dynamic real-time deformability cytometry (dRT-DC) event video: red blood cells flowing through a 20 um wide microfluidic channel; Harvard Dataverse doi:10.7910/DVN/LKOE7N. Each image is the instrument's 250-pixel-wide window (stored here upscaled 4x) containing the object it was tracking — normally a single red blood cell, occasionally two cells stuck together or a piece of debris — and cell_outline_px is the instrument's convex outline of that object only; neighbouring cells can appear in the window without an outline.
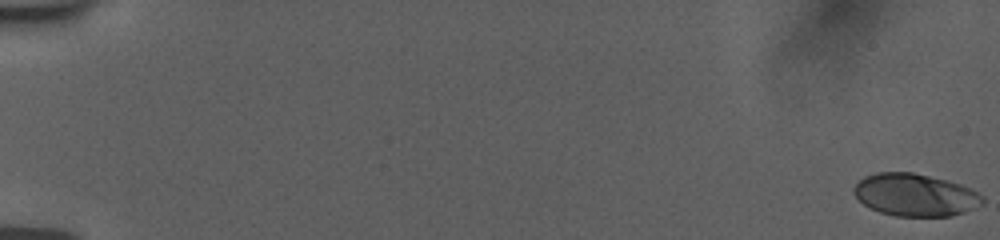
{"species": "human", "species_latin": "Homo sapiens", "temperature_condition": "room temperature", "stored_images_in_passage": 36, "camera_frame_rate_fps": 3000, "um_per_image_px": 0.085, "donor": {"sex": "female"}, "frame": {"image": 1, "passage_image": 1, "time_ms": 0.0, "image_size_px": [1000, 240], "cell_outline_px": [[984, 204], [964, 212], [952, 216], [896, 216], [880, 212], [864, 204], [852, 192], [852, 188], [864, 176], [876, 172], [912, 172], [948, 180], [972, 188], [984, 196]], "centroid_in_image_um": [77.82, 16.56], "position_along_channel_um": 7.2, "area_um2": 32.02}}
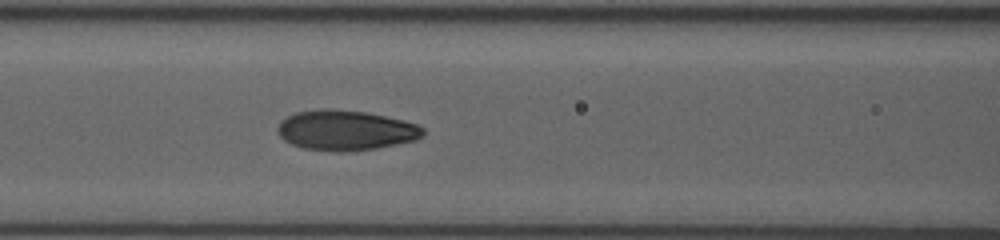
{"frame": {"image": 2, "passage_image": 31, "time_ms": 8.667, "image_size_px": [1000, 240], "cell_outline_px": [[424, 136], [416, 140], [376, 148], [348, 152], [332, 152], [304, 148], [292, 144], [284, 140], [280, 136], [276, 128], [280, 120], [296, 112], [324, 108], [328, 108], [364, 112], [404, 120], [416, 124], [424, 128]], "centroid_in_image_um": [29.37, 11.08], "position_along_channel_um": 137.2, "area_um2": 34.16}}
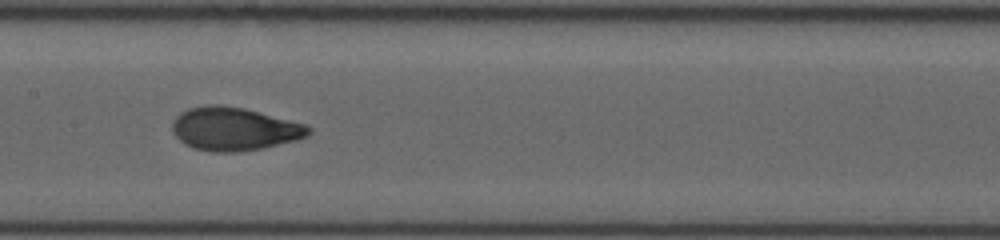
{"frame": {"image": 3, "passage_image": 35, "time_ms": 10.0, "image_size_px": [1000, 240], "cell_outline_px": [[312, 132], [308, 136], [296, 140], [264, 148], [240, 152], [212, 152], [192, 148], [184, 144], [172, 132], [172, 120], [180, 112], [188, 108], [204, 104], [220, 104], [244, 108], [308, 124], [312, 128]], "centroid_in_image_um": [19.91, 10.95], "position_along_channel_um": 187.5, "area_um2": 34.97}}